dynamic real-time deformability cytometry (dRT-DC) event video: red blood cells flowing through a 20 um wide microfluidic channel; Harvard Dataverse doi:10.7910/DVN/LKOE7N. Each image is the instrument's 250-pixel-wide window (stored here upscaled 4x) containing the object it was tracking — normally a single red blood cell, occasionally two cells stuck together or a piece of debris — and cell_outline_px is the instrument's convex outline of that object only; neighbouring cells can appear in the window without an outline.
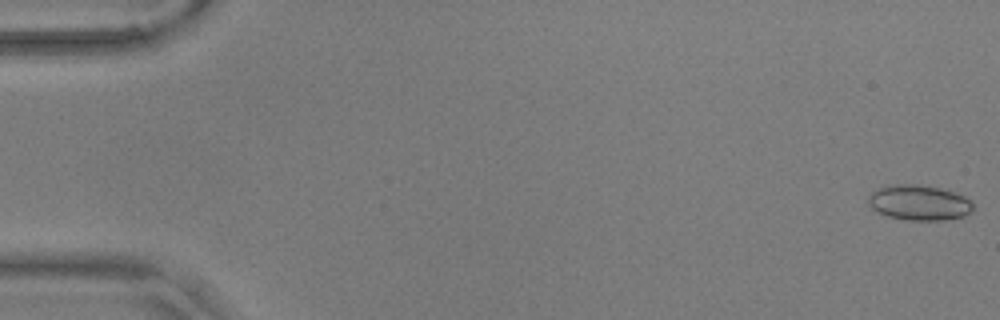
{"species": "common noctule bat (a hibernating species)", "species_latin": "Nyctalus noctula", "temperature_condition": "warm", "stored_images_in_passage": 56, "camera_frame_rate_fps": 3000, "um_per_image_px": 0.085, "animal": {"sex": "male", "body_mass_g": 17.9, "forearm_length_mm": 54.2}, "frame": {"image": 1, "passage_image": 1, "time_ms": 0.0, "image_size_px": [1000, 320], "cell_outline_px": [[972, 212], [964, 216], [944, 220], [908, 220], [888, 216], [872, 208], [868, 204], [868, 196], [872, 192], [880, 188], [896, 184], [920, 184], [940, 188], [956, 192], [972, 200]], "centroid_in_image_um": [78.16, 17.22], "position_along_channel_um": 6.8, "area_um2": 21.56}}
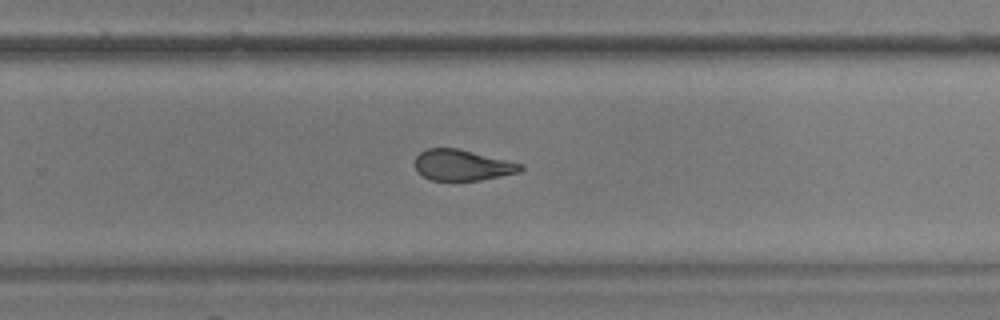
{"frame": {"image": 2, "passage_image": 37, "time_ms": 12.0, "image_size_px": [1000, 320], "cell_outline_px": [[524, 168], [520, 172], [480, 180], [432, 180], [424, 176], [416, 168], [416, 156], [420, 152], [428, 148], [456, 148], [524, 164]], "centroid_in_image_um": [39.33, 14.03], "position_along_channel_um": 290.5, "area_um2": 18.73}}
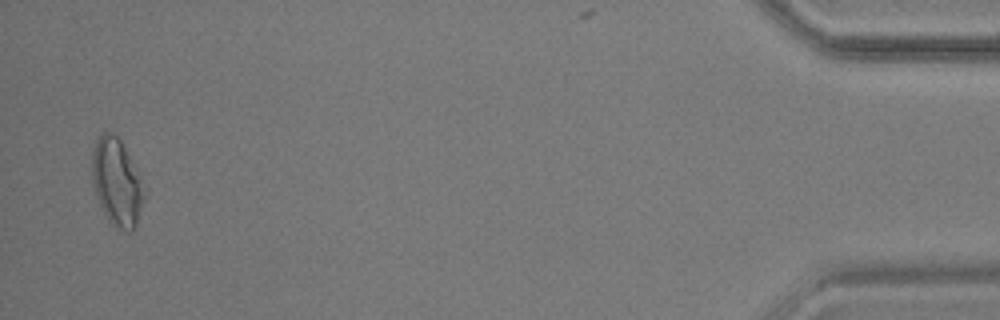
{"frame": {"image": 3, "passage_image": 55, "time_ms": 18.0, "image_size_px": [1000, 320], "cell_outline_px": [[144, 196], [136, 224], [132, 232], [128, 232], [112, 224], [108, 220], [96, 196], [92, 184], [92, 152], [96, 140], [104, 132], [112, 132], [120, 140], [140, 176], [144, 192]], "centroid_in_image_um": [9.9, 15.49], "position_along_channel_um": 425.3, "area_um2": 26.01}, "authors_computed_cell_mechanics": {"area_um2": 20.6057, "velocity_mm_per_s": 3.6138, "shape_relaxation_time_tau1_ms": null, "shape_relaxation_time_tau2_ms": 2.2077, "deformation_change_tau1": null, "deformation_change_tau2": 0.0983}}